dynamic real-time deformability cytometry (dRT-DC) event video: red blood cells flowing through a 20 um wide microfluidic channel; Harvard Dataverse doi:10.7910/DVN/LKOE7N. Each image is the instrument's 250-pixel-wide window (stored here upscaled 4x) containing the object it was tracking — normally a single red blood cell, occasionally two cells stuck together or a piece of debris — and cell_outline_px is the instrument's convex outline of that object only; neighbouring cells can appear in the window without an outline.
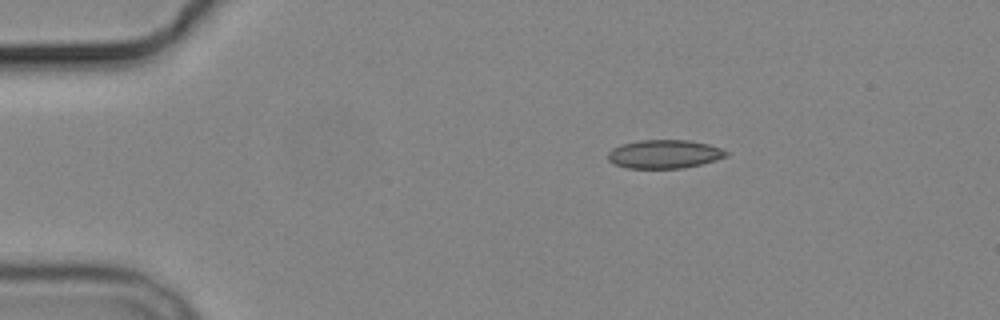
{"species": "common noctule bat (a hibernating species)", "species_latin": "Nyctalus noctula", "temperature_condition": "cold", "stored_images_in_passage": 3, "camera_frame_rate_fps": 3000, "um_per_image_px": 0.085, "animal": {"sex": "male", "body_mass_g": 19.2, "forearm_length_mm": 51.8}, "frame": {"image": 1, "passage_image": 1, "time_ms": 0.0, "image_size_px": [1000, 320], "cell_outline_px": [[728, 156], [716, 160], [684, 168], [628, 168], [616, 164], [608, 160], [608, 152], [612, 148], [624, 144], [640, 140], [688, 140], [708, 144], [720, 148], [728, 152]], "centroid_in_image_um": [56.48, 13.1], "position_along_channel_um": 28.5, "area_um2": 19.54}}